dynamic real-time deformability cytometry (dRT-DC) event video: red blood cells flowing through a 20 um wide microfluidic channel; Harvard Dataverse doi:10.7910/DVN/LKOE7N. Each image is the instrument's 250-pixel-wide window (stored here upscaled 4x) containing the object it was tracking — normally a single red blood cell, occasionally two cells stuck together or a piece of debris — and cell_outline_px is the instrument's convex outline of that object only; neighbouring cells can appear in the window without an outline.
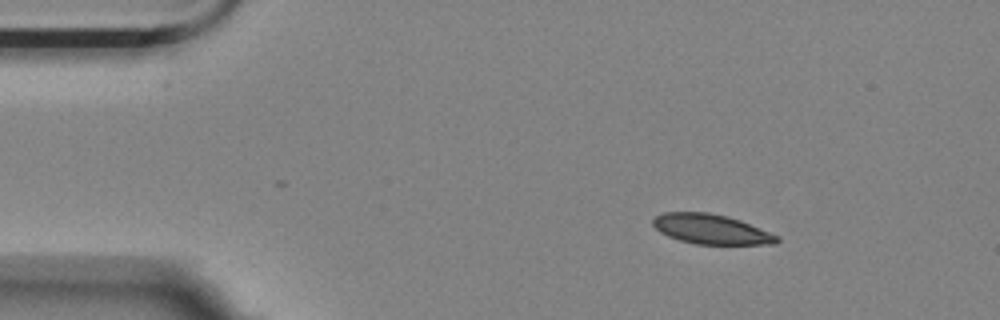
{"species": "Egyptian fruit bat (a non-hibernating species)", "species_latin": "Rousettus aegyptiacus", "temperature_condition": "room temperature", "stored_images_in_passage": 38, "camera_frame_rate_fps": 3000, "um_per_image_px": 0.085, "animal": {"sex": "female"}, "frame": {"image": 1, "passage_image": 1, "time_ms": 0.0, "image_size_px": [1000, 320], "cell_outline_px": [[780, 240], [776, 244], [696, 244], [680, 240], [668, 236], [660, 232], [652, 224], [652, 220], [656, 216], [664, 212], [708, 212], [728, 216], [740, 220], [780, 236]], "centroid_in_image_um": [60.46, 19.48], "position_along_channel_um": 24.5, "area_um2": 21.56}}
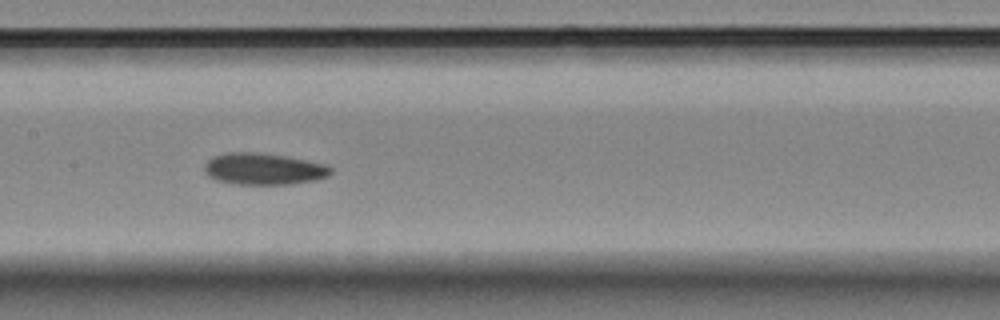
{"frame": {"image": 2, "passage_image": 20, "time_ms": 6.333, "image_size_px": [1000, 320], "cell_outline_px": [[332, 172], [328, 176], [316, 180], [288, 184], [236, 184], [216, 180], [208, 176], [204, 172], [204, 164], [212, 156], [228, 152], [260, 152], [284, 156], [328, 164], [332, 168]], "centroid_in_image_um": [22.4, 14.35], "position_along_channel_um": 185.0, "area_um2": 23.47}}
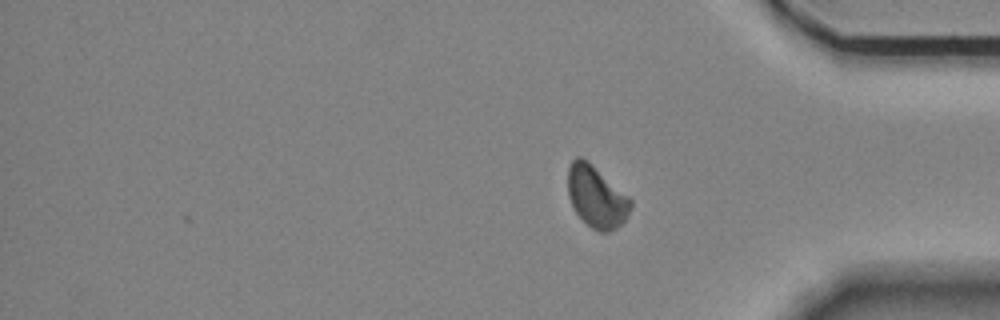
{"frame": {"image": 3, "passage_image": 38, "time_ms": 12.333, "image_size_px": [1000, 320], "cell_outline_px": [[632, 208], [624, 220], [616, 228], [608, 232], [600, 232], [592, 228], [576, 212], [568, 196], [568, 168], [572, 160], [576, 156], [580, 156], [588, 160], [628, 196], [632, 200]], "centroid_in_image_um": [50.69, 16.7], "position_along_channel_um": 384.5, "area_um2": 22.43}, "authors_computed_cell_mechanics": {"area_um2": 22.8888, "velocity_mm_per_s": 3.5419, "shape_relaxation_time_tau1_ms": 4.48, "shape_relaxation_time_tau2_ms": 10.3198, "deformation_change_tau1": 0.0952, "deformation_change_tau2": 0.1274}}